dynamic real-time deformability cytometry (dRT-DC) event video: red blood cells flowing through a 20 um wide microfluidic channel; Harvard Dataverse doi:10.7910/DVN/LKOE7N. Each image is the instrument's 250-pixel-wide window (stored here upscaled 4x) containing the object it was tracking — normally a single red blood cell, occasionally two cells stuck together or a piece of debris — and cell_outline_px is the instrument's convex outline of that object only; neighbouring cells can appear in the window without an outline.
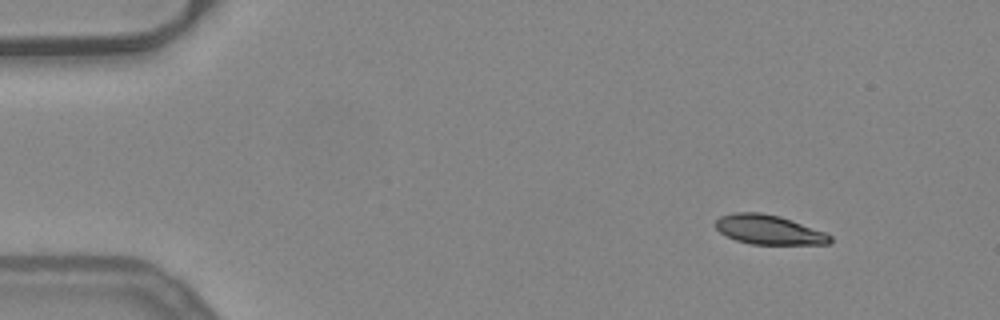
{"species": "common noctule bat (a hibernating species)", "species_latin": "Nyctalus noctula", "temperature_condition": "warm", "stored_images_in_passage": 48, "camera_frame_rate_fps": 3000, "um_per_image_px": 0.085, "animal": {"sex": "female", "body_mass_g": 24.6, "forearm_length_mm": 56.2}, "frame": {"image": 1, "passage_image": 1, "time_ms": 0.0, "image_size_px": [1000, 320], "cell_outline_px": [[832, 240], [828, 244], [752, 244], [736, 240], [720, 232], [712, 224], [720, 216], [732, 212], [760, 212], [780, 216], [824, 232], [832, 236]], "centroid_in_image_um": [65.31, 19.51], "position_along_channel_um": 19.7, "area_um2": 19.59}}
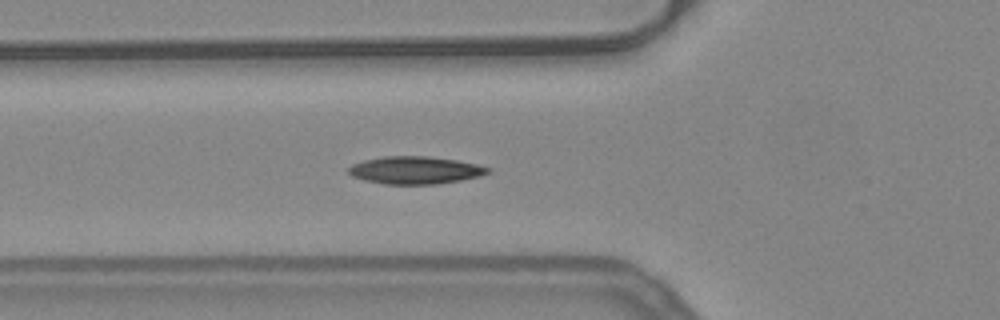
{"frame": {"image": 2, "passage_image": 14, "time_ms": 4.333, "image_size_px": [1000, 320], "cell_outline_px": [[492, 172], [480, 176], [460, 180], [436, 184], [384, 184], [364, 180], [352, 176], [348, 172], [348, 168], [352, 164], [364, 160], [384, 156], [428, 156], [456, 160], [476, 164], [492, 168]], "centroid_in_image_um": [35.3, 14.46], "position_along_channel_um": 90.5, "area_um2": 22.43}}
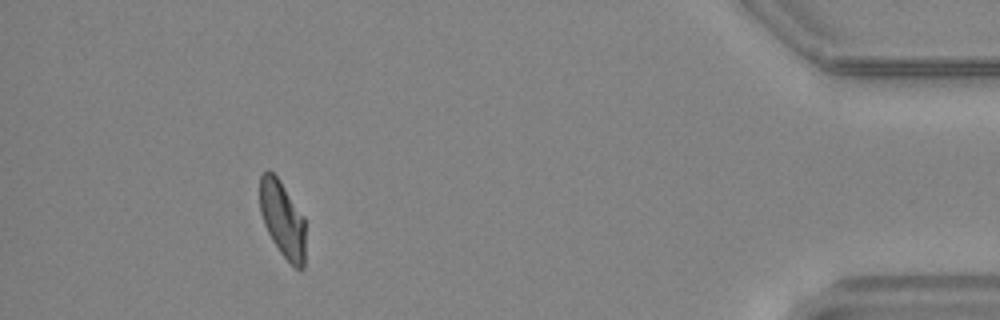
{"frame": {"image": 3, "passage_image": 43, "time_ms": 14.0, "image_size_px": [1000, 320], "cell_outline_px": [[304, 268], [300, 272], [280, 252], [272, 240], [264, 224], [260, 212], [260, 176], [268, 168], [280, 180], [304, 216]], "centroid_in_image_um": [24.01, 18.62], "position_along_channel_um": 411.2, "area_um2": 20.23}}